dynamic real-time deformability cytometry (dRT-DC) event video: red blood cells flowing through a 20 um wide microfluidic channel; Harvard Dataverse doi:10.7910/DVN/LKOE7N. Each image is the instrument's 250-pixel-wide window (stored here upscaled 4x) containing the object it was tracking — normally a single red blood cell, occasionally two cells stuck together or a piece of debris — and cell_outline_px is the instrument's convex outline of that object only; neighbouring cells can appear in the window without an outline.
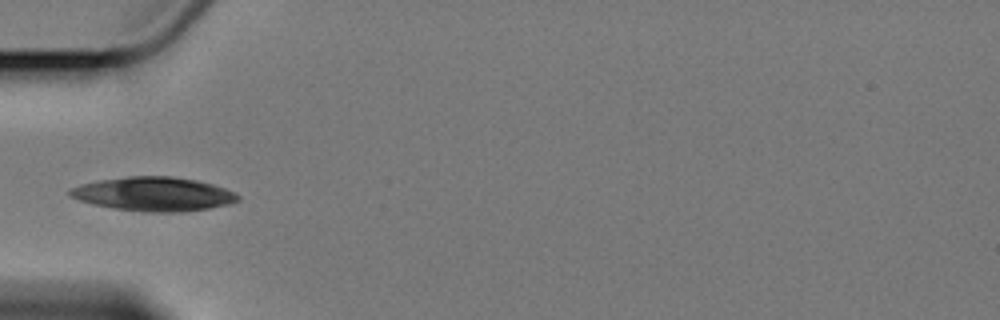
{"species": "Egyptian fruit bat (a non-hibernating species)", "species_latin": "Rousettus aegyptiacus", "temperature_condition": "cold", "stored_images_in_passage": 3, "camera_frame_rate_fps": 3000, "um_per_image_px": 0.085, "animal": {"sex": "female"}, "frame": {"image": 1, "passage_image": 2, "time_ms": 2.0, "image_size_px": [1000, 320], "cell_outline_px": [[240, 200], [228, 204], [208, 208], [184, 212], [144, 212], [112, 208], [80, 200], [72, 196], [68, 192], [72, 188], [80, 184], [100, 180], [128, 176], [172, 176], [196, 180], [212, 184], [224, 188], [240, 196]], "centroid_in_image_um": [13.08, 16.49], "position_along_channel_um": 71.9, "area_um2": 33.0}}
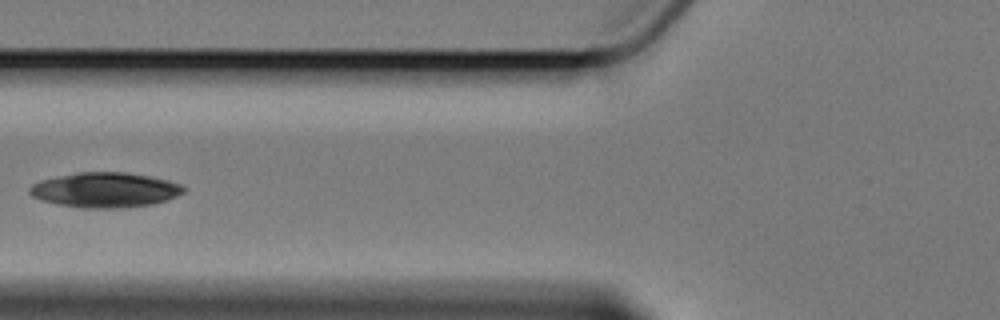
{"frame": {"image": 2, "passage_image": 3, "time_ms": 3.333, "image_size_px": [1000, 320], "cell_outline_px": [[184, 192], [176, 196], [152, 204], [124, 208], [84, 208], [56, 204], [40, 200], [32, 196], [28, 192], [28, 188], [32, 184], [40, 180], [76, 172], [124, 172], [148, 176], [168, 180], [180, 184], [184, 188]], "centroid_in_image_um": [8.88, 16.15], "position_along_channel_um": 116.9, "area_um2": 31.39}}